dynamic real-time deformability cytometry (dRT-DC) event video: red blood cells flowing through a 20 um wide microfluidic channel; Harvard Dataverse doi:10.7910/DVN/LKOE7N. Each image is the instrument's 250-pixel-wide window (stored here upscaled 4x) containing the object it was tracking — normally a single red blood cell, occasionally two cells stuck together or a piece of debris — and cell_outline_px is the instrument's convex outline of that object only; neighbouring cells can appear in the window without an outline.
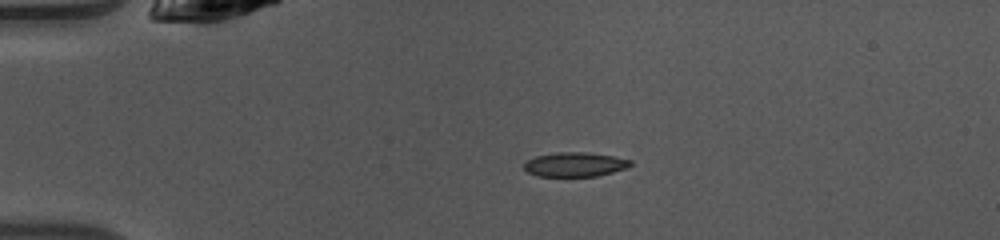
{"species": "common noctule bat (a hibernating species)", "species_latin": "Nyctalus noctula", "temperature_condition": "warm", "stored_images_in_passage": 38, "camera_frame_rate_fps": 3000, "um_per_image_px": 0.085, "animal": {"sex": "female", "body_mass_g": 10.0, "forearm_length_mm": 53.1}, "frame": {"image": 1, "passage_image": 1, "time_ms": 0.0, "image_size_px": [1000, 240], "cell_outline_px": [[632, 164], [628, 168], [596, 176], [536, 176], [528, 172], [524, 168], [524, 164], [528, 160], [536, 156], [556, 152], [588, 152], [612, 156], [632, 160]], "centroid_in_image_um": [48.88, 13.97], "position_along_channel_um": 36.1, "area_um2": 15.09}}
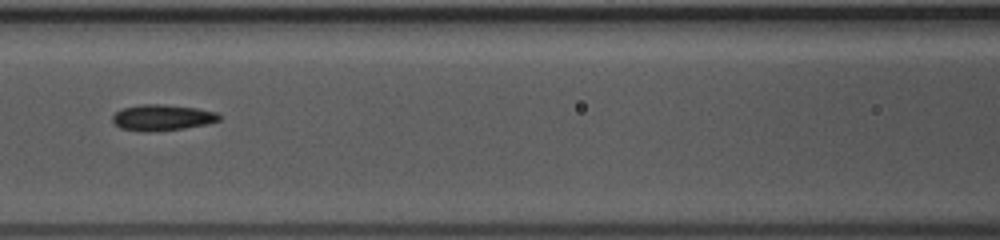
{"frame": {"image": 2, "passage_image": 12, "time_ms": 3.667, "image_size_px": [1000, 240], "cell_outline_px": [[220, 120], [208, 124], [184, 128], [144, 132], [120, 128], [112, 120], [112, 116], [116, 112], [124, 108], [140, 104], [164, 104], [196, 108], [216, 112], [220, 116]], "centroid_in_image_um": [13.79, 9.99], "position_along_channel_um": 152.8, "area_um2": 16.07}}
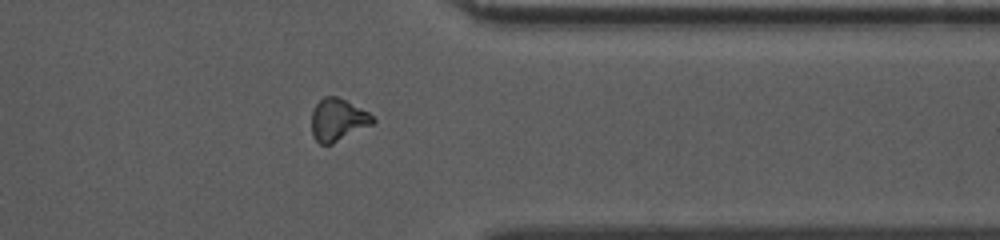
{"frame": {"image": 3, "passage_image": 29, "time_ms": 9.333, "image_size_px": [1000, 240], "cell_outline_px": [[376, 120], [372, 124], [332, 144], [320, 144], [312, 136], [312, 112], [316, 104], [324, 96], [336, 96], [376, 116]], "centroid_in_image_um": [28.72, 10.19], "position_along_channel_um": 382.7, "area_um2": 14.97}, "authors_computed_cell_mechanics": {"area_um2": 15.2303, "velocity_mm_per_s": 4.148, "shape_relaxation_time_tau1_ms": 1.9801, "shape_relaxation_time_tau2_ms": null, "deformation_change_tau1": 0.1185, "deformation_change_tau2": null}}